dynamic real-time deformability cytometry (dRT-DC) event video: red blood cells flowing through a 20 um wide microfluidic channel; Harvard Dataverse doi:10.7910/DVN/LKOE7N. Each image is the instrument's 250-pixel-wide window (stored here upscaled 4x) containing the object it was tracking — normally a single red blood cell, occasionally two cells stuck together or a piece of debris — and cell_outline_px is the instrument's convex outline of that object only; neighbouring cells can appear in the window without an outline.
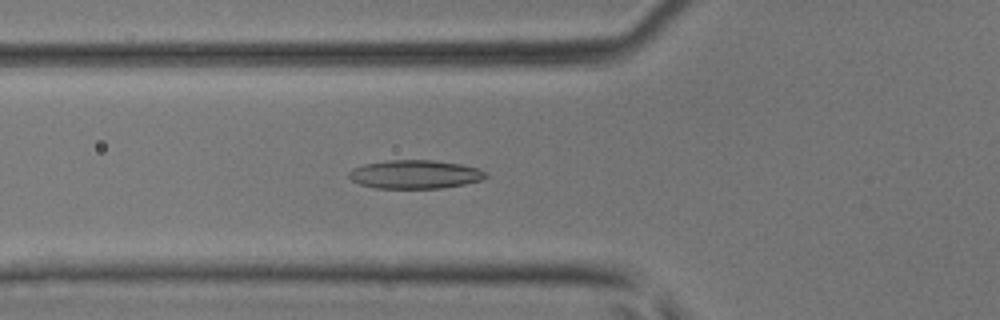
{"species": "common noctule bat (a hibernating species)", "species_latin": "Nyctalus noctula", "temperature_condition": "room temperature", "stored_images_in_passage": 36, "camera_frame_rate_fps": 3000, "um_per_image_px": 0.085, "animal": {"sex": "male", "body_mass_g": 17.9, "forearm_length_mm": 54.2}, "frame": {"image": 1, "passage_image": 6, "time_ms": 1.667, "image_size_px": [1000, 320], "cell_outline_px": [[488, 176], [480, 180], [464, 184], [440, 188], [376, 188], [360, 184], [352, 180], [348, 176], [348, 172], [352, 168], [364, 164], [388, 160], [432, 160], [460, 164], [476, 168], [484, 172]], "centroid_in_image_um": [35.23, 14.82], "position_along_channel_um": 90.6, "area_um2": 22.6}}
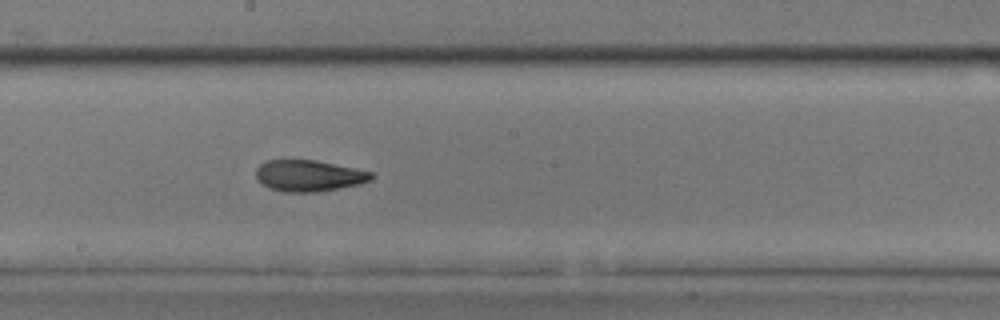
{"frame": {"image": 2, "passage_image": 15, "time_ms": 4.667, "image_size_px": [1000, 320], "cell_outline_px": [[372, 180], [360, 184], [316, 192], [284, 192], [268, 188], [256, 176], [256, 168], [264, 160], [316, 160], [356, 168], [372, 172]], "centroid_in_image_um": [26.25, 14.93], "position_along_channel_um": 221.9, "area_um2": 21.04}}
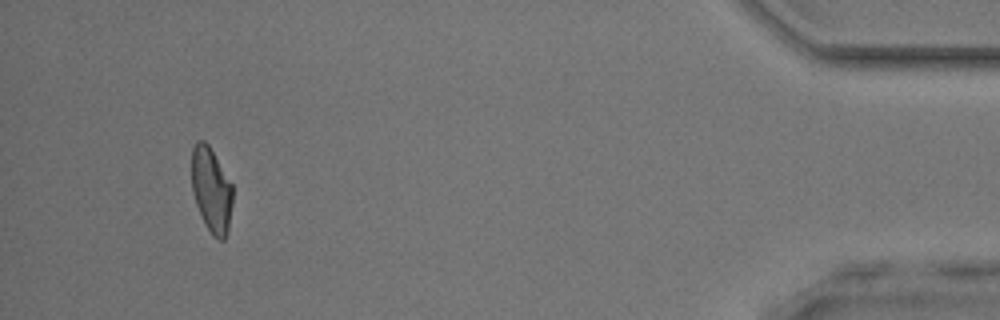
{"frame": {"image": 3, "passage_image": 33, "time_ms": 10.667, "image_size_px": [1000, 320], "cell_outline_px": [[232, 204], [228, 232], [224, 240], [216, 240], [212, 236], [204, 224], [196, 204], [192, 192], [192, 148], [196, 140], [204, 140], [208, 144], [232, 184]], "centroid_in_image_um": [17.96, 16.18], "position_along_channel_um": 417.2, "area_um2": 20.46}}